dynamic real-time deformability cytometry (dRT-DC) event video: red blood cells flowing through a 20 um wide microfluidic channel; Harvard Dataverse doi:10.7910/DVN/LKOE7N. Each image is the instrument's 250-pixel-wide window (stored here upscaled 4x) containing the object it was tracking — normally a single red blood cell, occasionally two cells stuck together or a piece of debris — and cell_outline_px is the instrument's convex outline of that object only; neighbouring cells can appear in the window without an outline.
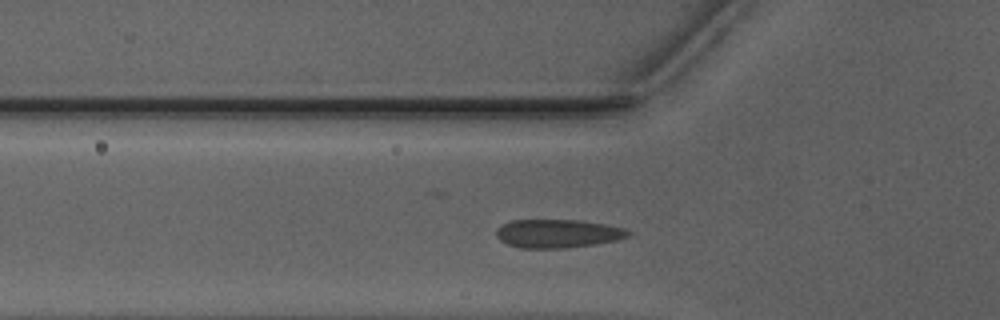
{"species": "Egyptian fruit bat (a non-hibernating species)", "species_latin": "Rousettus aegyptiacus", "temperature_condition": "warm", "stored_images_in_passage": 37, "camera_frame_rate_fps": 3000, "um_per_image_px": 0.085, "animal": {"sex": "male"}, "frame": {"image": 1, "passage_image": 10, "time_ms": 3.0, "image_size_px": [1000, 320], "cell_outline_px": [[632, 236], [616, 240], [596, 244], [568, 248], [520, 248], [508, 244], [500, 240], [496, 236], [496, 228], [500, 224], [512, 220], [580, 220], [604, 224], [624, 228], [632, 232]], "centroid_in_image_um": [47.41, 19.85], "position_along_channel_um": 78.4, "area_um2": 22.14}}
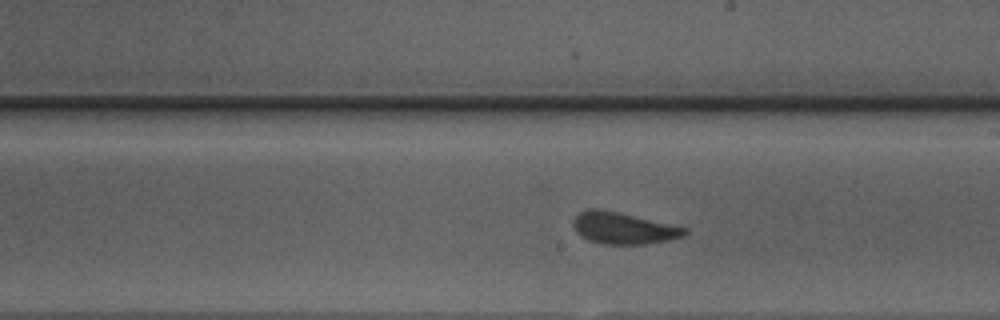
{"frame": {"image": 2, "passage_image": 22, "time_ms": 7.0, "image_size_px": [1000, 320], "cell_outline_px": [[688, 232], [684, 236], [668, 240], [644, 244], [600, 244], [588, 240], [580, 236], [576, 232], [572, 224], [572, 220], [580, 212], [588, 208], [600, 208], [620, 212], [676, 224], [688, 228]], "centroid_in_image_um": [53.0, 19.38], "position_along_channel_um": 236.0, "area_um2": 21.1}}
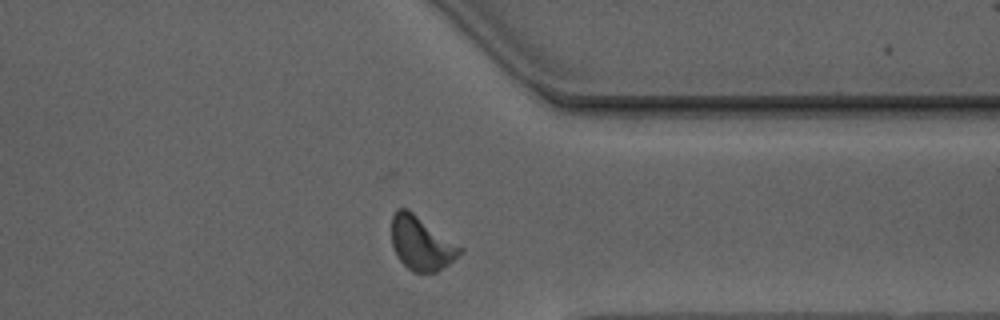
{"frame": {"image": 3, "passage_image": 33, "time_ms": 10.667, "image_size_px": [1000, 320], "cell_outline_px": [[464, 252], [448, 264], [436, 272], [412, 272], [396, 256], [392, 244], [392, 216], [396, 208], [408, 208], [464, 248]], "centroid_in_image_um": [35.82, 20.66], "position_along_channel_um": 375.6, "area_um2": 21.56}, "authors_computed_cell_mechanics": {"area_um2": 21.1548, "velocity_mm_per_s": 3.9292, "shape_relaxation_time_tau1_ms": 4.3475, "shape_relaxation_time_tau2_ms": null, "deformation_change_tau1": 0.1206, "deformation_change_tau2": null}}